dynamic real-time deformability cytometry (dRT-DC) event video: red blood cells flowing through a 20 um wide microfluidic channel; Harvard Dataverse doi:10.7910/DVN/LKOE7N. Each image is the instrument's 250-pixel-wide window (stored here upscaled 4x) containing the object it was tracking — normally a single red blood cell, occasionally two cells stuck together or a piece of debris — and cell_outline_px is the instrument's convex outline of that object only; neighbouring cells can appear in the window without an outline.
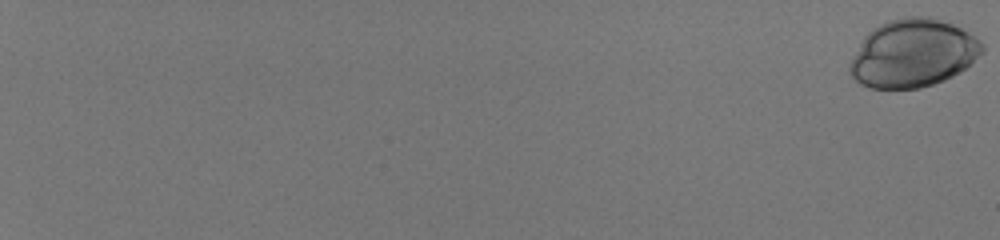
{"species": "human", "species_latin": "Homo sapiens", "temperature_condition": "room temperature", "stored_images_in_passage": 57, "camera_frame_rate_fps": 3000, "um_per_image_px": 0.085, "donor": {"sex": "male"}, "frame": {"image": 1, "passage_image": 1, "time_ms": 0.0, "image_size_px": [1000, 240], "cell_outline_px": [[984, 52], [960, 72], [944, 80], [920, 88], [872, 88], [860, 84], [848, 72], [848, 64], [864, 36], [872, 28], [888, 20], [908, 16], [936, 16], [976, 36], [984, 44]], "centroid_in_image_um": [77.6, 4.51], "position_along_channel_um": 7.4, "area_um2": 52.77}}
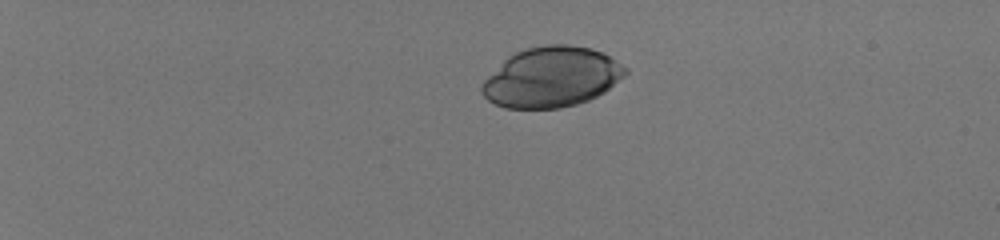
{"frame": {"image": 2, "passage_image": 17, "time_ms": 5.333, "image_size_px": [1000, 240], "cell_outline_px": [[628, 72], [624, 76], [604, 92], [588, 100], [576, 104], [560, 108], [504, 108], [488, 100], [484, 96], [480, 88], [484, 80], [508, 56], [524, 48], [544, 44], [568, 44], [592, 48], [604, 52], [628, 68]], "centroid_in_image_um": [46.9, 6.54], "position_along_channel_um": 38.1, "area_um2": 50.46}}